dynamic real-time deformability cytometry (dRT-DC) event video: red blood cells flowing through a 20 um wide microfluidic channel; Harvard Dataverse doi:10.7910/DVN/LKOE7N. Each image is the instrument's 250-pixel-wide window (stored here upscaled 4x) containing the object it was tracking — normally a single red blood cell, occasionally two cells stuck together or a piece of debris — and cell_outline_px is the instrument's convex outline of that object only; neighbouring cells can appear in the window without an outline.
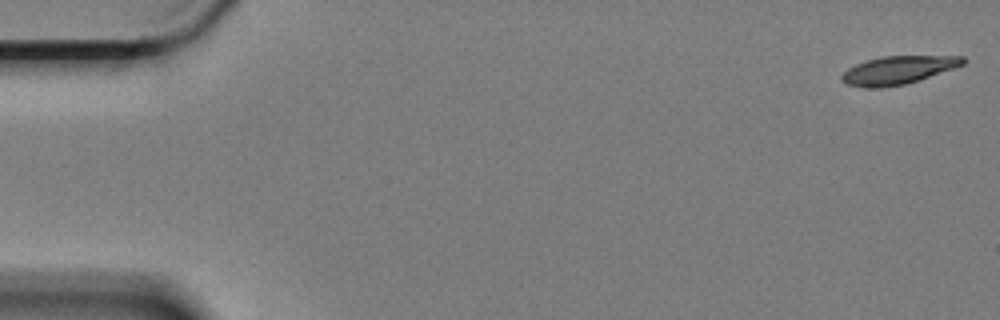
{"species": "Egyptian fruit bat (a non-hibernating species)", "species_latin": "Rousettus aegyptiacus", "temperature_condition": "cold", "stored_images_in_passage": 15, "camera_frame_rate_fps": 3000, "um_per_image_px": 0.085, "animal": {"sex": "female"}, "frame": {"image": 1, "passage_image": 1, "time_ms": 0.0, "image_size_px": [1000, 320], "cell_outline_px": [[968, 60], [964, 64], [904, 84], [880, 88], [868, 88], [848, 84], [840, 80], [840, 76], [848, 68], [856, 64], [868, 60], [884, 56], [964, 56]], "centroid_in_image_um": [76.31, 5.95], "position_along_channel_um": 8.7, "area_um2": 19.48}}